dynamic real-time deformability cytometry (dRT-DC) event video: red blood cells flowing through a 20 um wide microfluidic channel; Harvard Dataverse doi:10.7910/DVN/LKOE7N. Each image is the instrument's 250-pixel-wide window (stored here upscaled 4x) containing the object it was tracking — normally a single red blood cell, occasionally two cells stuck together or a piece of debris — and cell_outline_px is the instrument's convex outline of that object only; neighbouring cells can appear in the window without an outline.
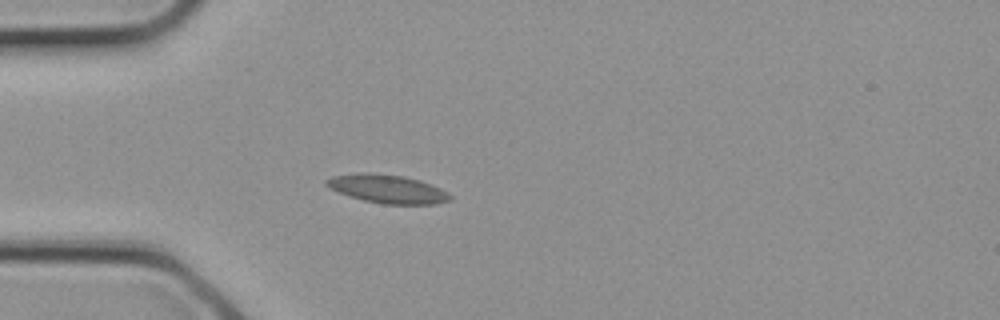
{"species": "common noctule bat (a hibernating species)", "species_latin": "Nyctalus noctula", "temperature_condition": "cold", "stored_images_in_passage": 3, "camera_frame_rate_fps": 3000, "um_per_image_px": 0.085, "animal": {"sex": "female", "body_mass_g": 21.9}, "frame": {"image": 1, "passage_image": 3, "time_ms": 0.667, "image_size_px": [1000, 320], "cell_outline_px": [[452, 200], [436, 204], [380, 204], [364, 200], [328, 188], [324, 184], [324, 180], [332, 176], [364, 172], [368, 172], [404, 176], [420, 180], [432, 184], [448, 192], [452, 196]], "centroid_in_image_um": [32.96, 16.05], "position_along_channel_um": 52.0, "area_um2": 20.63}}